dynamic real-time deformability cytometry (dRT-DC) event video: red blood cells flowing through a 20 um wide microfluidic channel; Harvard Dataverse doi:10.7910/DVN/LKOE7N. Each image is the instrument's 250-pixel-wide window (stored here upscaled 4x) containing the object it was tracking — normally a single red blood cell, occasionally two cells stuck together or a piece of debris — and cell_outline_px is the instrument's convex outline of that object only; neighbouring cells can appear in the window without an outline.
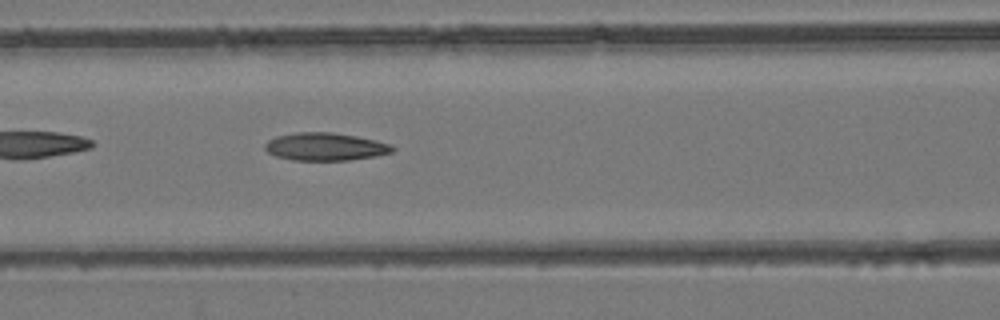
{"species": "common noctule bat (a hibernating species)", "species_latin": "Nyctalus noctula", "temperature_condition": "room temperature", "stored_images_in_passage": 48, "camera_frame_rate_fps": 3000, "um_per_image_px": 0.085, "animal": {"sex": "female", "body_mass_g": 24.6, "forearm_length_mm": 56.2}, "frame": {"image": 1, "passage_image": 21, "time_ms": 6.667, "image_size_px": [1000, 320], "cell_outline_px": [[396, 148], [392, 152], [376, 156], [348, 160], [292, 160], [276, 156], [268, 152], [264, 148], [264, 144], [268, 140], [276, 136], [296, 132], [332, 132], [356, 136], [376, 140], [392, 144]], "centroid_in_image_um": [27.66, 12.46], "position_along_channel_um": 138.9, "area_um2": 20.75}}
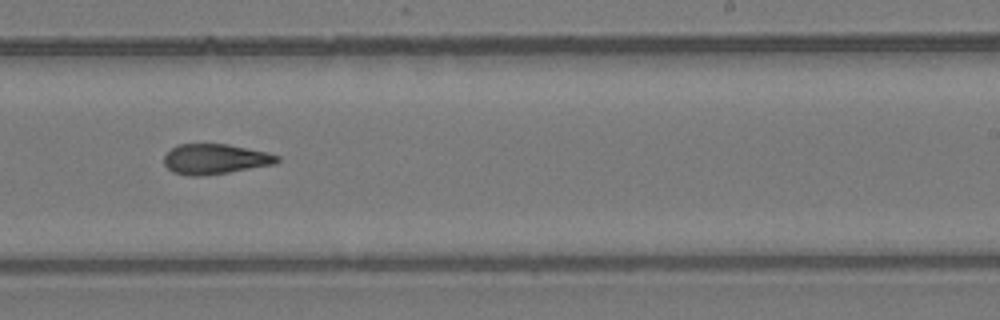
{"frame": {"image": 2, "passage_image": 30, "time_ms": 9.667, "image_size_px": [1000, 320], "cell_outline_px": [[280, 160], [276, 164], [228, 172], [200, 176], [192, 176], [172, 172], [164, 164], [164, 156], [172, 148], [180, 144], [228, 144], [268, 152], [280, 156]], "centroid_in_image_um": [18.31, 13.52], "position_along_channel_um": 270.7, "area_um2": 19.88}}
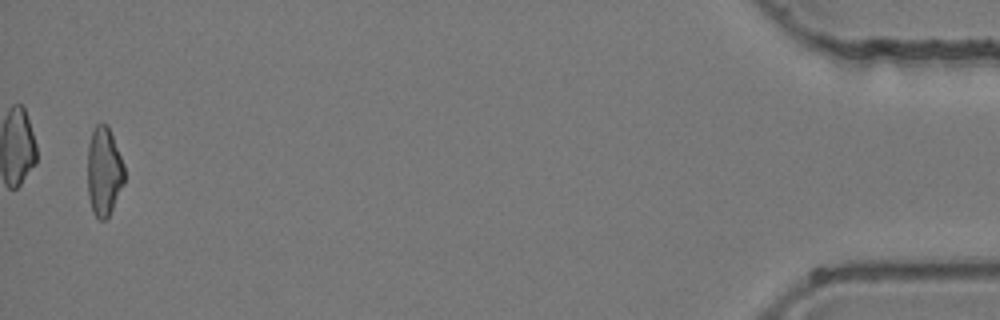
{"frame": {"image": 3, "passage_image": 47, "time_ms": 15.333, "image_size_px": [1000, 320], "cell_outline_px": [[124, 184], [108, 216], [104, 220], [100, 220], [92, 212], [88, 196], [88, 144], [92, 128], [96, 124], [108, 124], [124, 164]], "centroid_in_image_um": [8.83, 14.54], "position_along_channel_um": 426.4, "area_um2": 19.19}}